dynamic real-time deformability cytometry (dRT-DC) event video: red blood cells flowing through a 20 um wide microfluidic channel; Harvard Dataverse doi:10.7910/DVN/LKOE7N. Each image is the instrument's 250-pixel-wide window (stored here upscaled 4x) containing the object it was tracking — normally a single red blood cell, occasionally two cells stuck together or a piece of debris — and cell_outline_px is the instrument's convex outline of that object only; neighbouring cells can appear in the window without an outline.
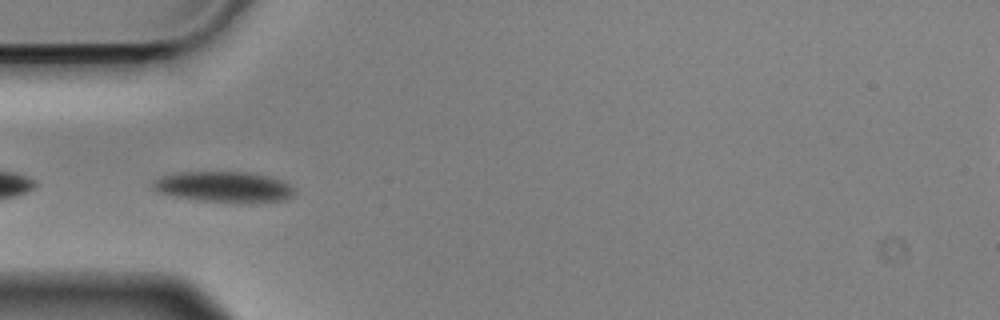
{"species": "Egyptian fruit bat (a non-hibernating species)", "species_latin": "Rousettus aegyptiacus", "temperature_condition": "cold", "stored_images_in_passage": 8, "camera_frame_rate_fps": 3000, "um_per_image_px": 0.085, "animal": {"sex": "male"}, "frame": {"image": 1, "passage_image": 2, "time_ms": 0.333, "image_size_px": [1000, 320], "cell_outline_px": [[296, 192], [292, 196], [284, 200], [200, 200], [176, 196], [156, 192], [152, 188], [152, 184], [156, 180], [164, 176], [180, 172], [248, 172], [268, 176], [280, 180], [288, 184]], "centroid_in_image_um": [18.99, 15.84], "position_along_channel_um": 66.0, "area_um2": 24.16}}
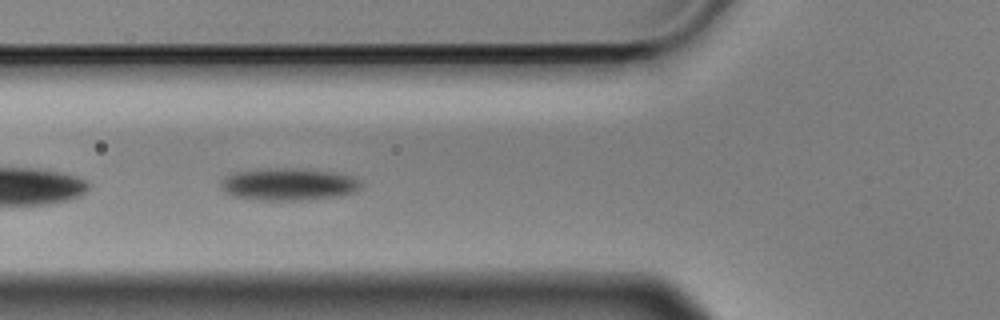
{"frame": {"image": 2, "passage_image": 5, "time_ms": 1.333, "image_size_px": [1000, 320], "cell_outline_px": [[360, 188], [356, 192], [336, 196], [300, 200], [264, 200], [236, 196], [228, 192], [224, 188], [224, 180], [228, 176], [236, 172], [276, 168], [332, 172], [348, 176], [360, 180]], "centroid_in_image_um": [24.6, 15.68], "position_along_channel_um": 101.2, "area_um2": 25.14}}